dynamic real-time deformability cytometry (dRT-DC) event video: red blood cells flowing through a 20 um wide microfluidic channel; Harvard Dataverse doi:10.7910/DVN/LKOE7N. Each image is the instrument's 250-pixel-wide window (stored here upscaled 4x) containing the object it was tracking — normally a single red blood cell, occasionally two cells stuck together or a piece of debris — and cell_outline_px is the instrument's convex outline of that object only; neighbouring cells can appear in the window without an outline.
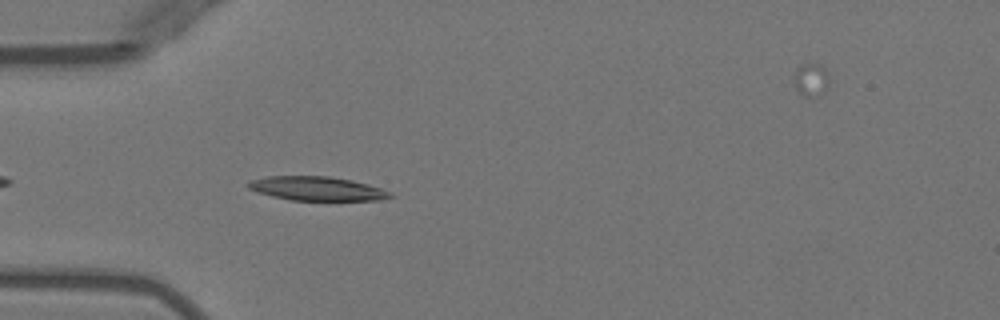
{"species": "Egyptian fruit bat (a non-hibernating species)", "species_latin": "Rousettus aegyptiacus", "temperature_condition": "warm", "stored_images_in_passage": 30, "camera_frame_rate_fps": 3000, "um_per_image_px": 0.085, "animal": {"sex": "female"}, "frame": {"image": 1, "passage_image": 3, "time_ms": 0.667, "image_size_px": [1000, 320], "cell_outline_px": [[396, 196], [380, 200], [292, 200], [272, 196], [256, 192], [248, 188], [244, 184], [248, 180], [268, 176], [328, 176], [352, 180], [368, 184], [392, 192]], "centroid_in_image_um": [26.92, 16.02], "position_along_channel_um": 58.1, "area_um2": 20.06}}
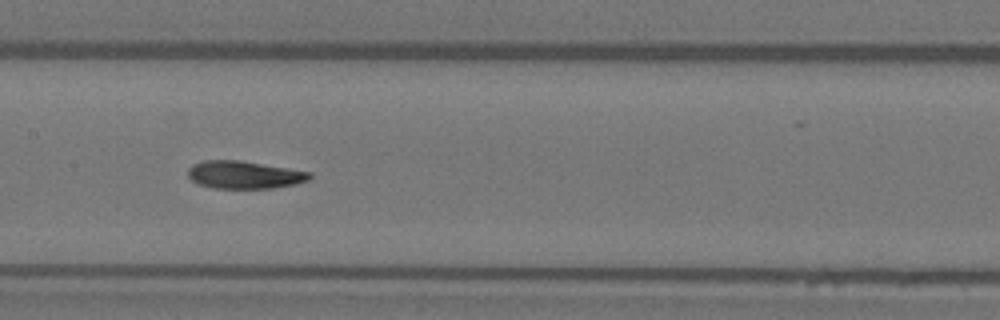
{"frame": {"image": 2, "passage_image": 13, "time_ms": 4.0, "image_size_px": [1000, 320], "cell_outline_px": [[312, 176], [308, 180], [296, 184], [272, 188], [212, 188], [200, 184], [192, 180], [188, 176], [188, 168], [192, 164], [204, 160], [236, 160], [312, 172]], "centroid_in_image_um": [20.75, 14.86], "position_along_channel_um": 186.7, "area_um2": 19.48}}
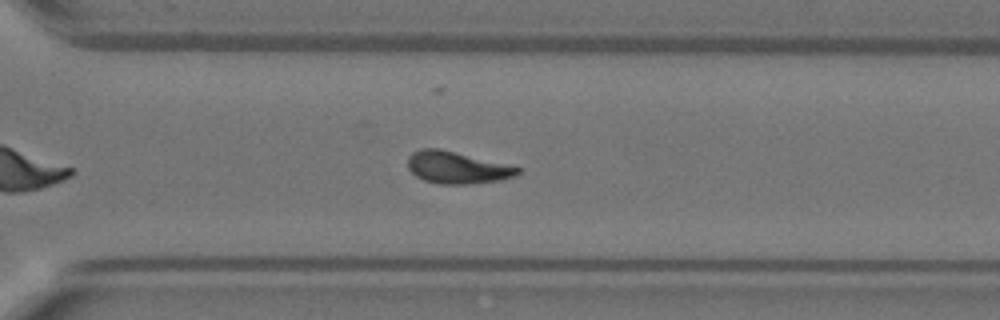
{"frame": {"image": 3, "passage_image": 24, "time_ms": 7.667, "image_size_px": [1000, 320], "cell_outline_px": [[520, 172], [512, 176], [500, 180], [468, 184], [440, 184], [424, 180], [416, 176], [408, 168], [408, 156], [412, 152], [420, 148], [440, 148], [520, 168]], "centroid_in_image_um": [38.77, 14.24], "position_along_channel_um": 331.8, "area_um2": 20.23}, "authors_computed_cell_mechanics": {"area_um2": 20.23, "velocity_mm_per_s": 3.9836, "shape_relaxation_time_tau1_ms": 6.0012, "shape_relaxation_time_tau2_ms": 2.8092, "deformation_change_tau1": 0.2135, "deformation_change_tau2": 0.0898}}